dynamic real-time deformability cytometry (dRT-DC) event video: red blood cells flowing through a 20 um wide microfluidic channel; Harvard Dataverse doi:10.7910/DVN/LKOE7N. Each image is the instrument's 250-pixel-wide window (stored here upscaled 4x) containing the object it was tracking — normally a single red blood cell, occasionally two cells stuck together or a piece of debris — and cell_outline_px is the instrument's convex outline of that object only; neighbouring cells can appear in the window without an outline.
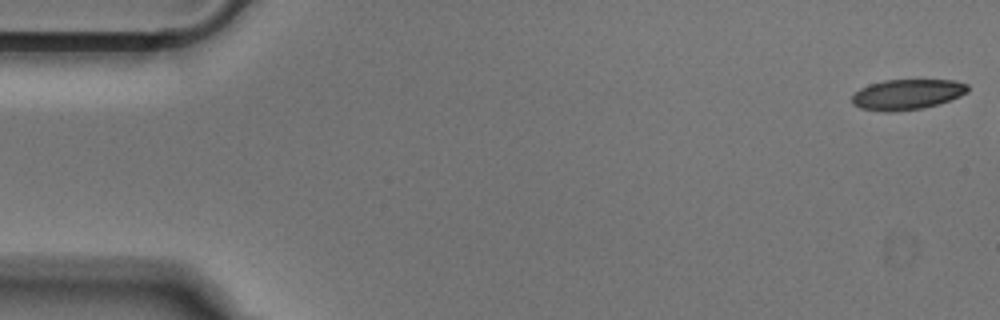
{"species": "Egyptian fruit bat (a non-hibernating species)", "species_latin": "Rousettus aegyptiacus", "temperature_condition": "cold", "stored_images_in_passage": 7, "camera_frame_rate_fps": 3000, "um_per_image_px": 0.085, "animal": {"sex": "male"}, "frame": {"image": 1, "passage_image": 1, "time_ms": 0.0, "image_size_px": [1000, 320], "cell_outline_px": [[968, 92], [960, 96], [924, 108], [892, 112], [884, 112], [860, 108], [852, 104], [852, 96], [860, 88], [884, 80], [952, 80], [968, 84]], "centroid_in_image_um": [77.09, 8.03], "position_along_channel_um": 7.9, "area_um2": 20.4}}